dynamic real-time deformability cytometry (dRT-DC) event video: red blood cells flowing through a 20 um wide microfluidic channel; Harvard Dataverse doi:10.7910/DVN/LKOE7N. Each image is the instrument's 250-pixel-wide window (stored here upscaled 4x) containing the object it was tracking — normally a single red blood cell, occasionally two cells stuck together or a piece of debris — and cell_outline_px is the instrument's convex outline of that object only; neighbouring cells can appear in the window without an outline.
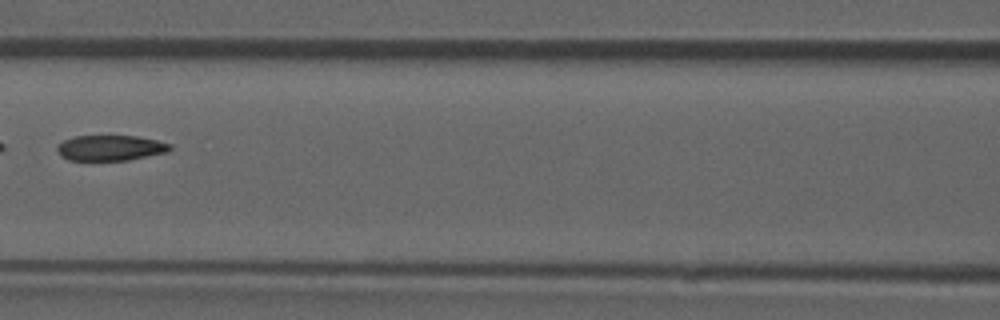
{"species": "common noctule bat (a hibernating species)", "species_latin": "Nyctalus noctula", "temperature_condition": "room temperature", "stored_images_in_passage": 7, "camera_frame_rate_fps": 3000, "um_per_image_px": 0.085, "animal": {"sex": "male", "forearm_length_mm": 52.5}, "frame": {"image": 1, "passage_image": 6, "time_ms": 1.667, "image_size_px": [1000, 320], "cell_outline_px": [[172, 148], [168, 152], [128, 160], [68, 160], [60, 156], [56, 148], [64, 140], [76, 136], [136, 136], [156, 140], [172, 144]], "centroid_in_image_um": [9.4, 12.57], "position_along_channel_um": 157.2, "area_um2": 16.7}}